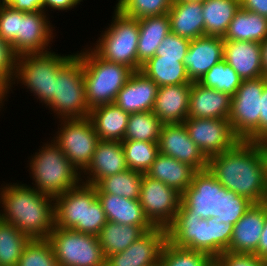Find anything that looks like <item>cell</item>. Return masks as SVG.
<instances>
[{
    "label": "cell",
    "mask_w": 267,
    "mask_h": 266,
    "mask_svg": "<svg viewBox=\"0 0 267 266\" xmlns=\"http://www.w3.org/2000/svg\"><path fill=\"white\" fill-rule=\"evenodd\" d=\"M80 2H83V0H43V12L46 13L48 9H52L51 11H69L77 7Z\"/></svg>",
    "instance_id": "obj_50"
},
{
    "label": "cell",
    "mask_w": 267,
    "mask_h": 266,
    "mask_svg": "<svg viewBox=\"0 0 267 266\" xmlns=\"http://www.w3.org/2000/svg\"><path fill=\"white\" fill-rule=\"evenodd\" d=\"M261 54L263 74L267 77V38L261 43Z\"/></svg>",
    "instance_id": "obj_54"
},
{
    "label": "cell",
    "mask_w": 267,
    "mask_h": 266,
    "mask_svg": "<svg viewBox=\"0 0 267 266\" xmlns=\"http://www.w3.org/2000/svg\"><path fill=\"white\" fill-rule=\"evenodd\" d=\"M52 51L18 56L9 92L17 81V84L26 86L25 89L33 93L34 98L47 106L54 98V80L58 77V71L75 55H61Z\"/></svg>",
    "instance_id": "obj_7"
},
{
    "label": "cell",
    "mask_w": 267,
    "mask_h": 266,
    "mask_svg": "<svg viewBox=\"0 0 267 266\" xmlns=\"http://www.w3.org/2000/svg\"><path fill=\"white\" fill-rule=\"evenodd\" d=\"M17 56L11 44L0 37V78L9 86L16 73Z\"/></svg>",
    "instance_id": "obj_46"
},
{
    "label": "cell",
    "mask_w": 267,
    "mask_h": 266,
    "mask_svg": "<svg viewBox=\"0 0 267 266\" xmlns=\"http://www.w3.org/2000/svg\"><path fill=\"white\" fill-rule=\"evenodd\" d=\"M116 8L135 19L159 16L169 12L174 0H117Z\"/></svg>",
    "instance_id": "obj_42"
},
{
    "label": "cell",
    "mask_w": 267,
    "mask_h": 266,
    "mask_svg": "<svg viewBox=\"0 0 267 266\" xmlns=\"http://www.w3.org/2000/svg\"><path fill=\"white\" fill-rule=\"evenodd\" d=\"M82 61L86 102L89 109L113 104L117 93L133 71L127 66L99 57L91 47L75 53Z\"/></svg>",
    "instance_id": "obj_6"
},
{
    "label": "cell",
    "mask_w": 267,
    "mask_h": 266,
    "mask_svg": "<svg viewBox=\"0 0 267 266\" xmlns=\"http://www.w3.org/2000/svg\"><path fill=\"white\" fill-rule=\"evenodd\" d=\"M190 41L188 38L170 32L162 40L155 55L159 56V58L178 59V62L183 63L190 46Z\"/></svg>",
    "instance_id": "obj_44"
},
{
    "label": "cell",
    "mask_w": 267,
    "mask_h": 266,
    "mask_svg": "<svg viewBox=\"0 0 267 266\" xmlns=\"http://www.w3.org/2000/svg\"><path fill=\"white\" fill-rule=\"evenodd\" d=\"M188 118L228 119L231 96L198 82H192Z\"/></svg>",
    "instance_id": "obj_22"
},
{
    "label": "cell",
    "mask_w": 267,
    "mask_h": 266,
    "mask_svg": "<svg viewBox=\"0 0 267 266\" xmlns=\"http://www.w3.org/2000/svg\"><path fill=\"white\" fill-rule=\"evenodd\" d=\"M202 2L173 1L168 15L171 33L190 40L204 36Z\"/></svg>",
    "instance_id": "obj_26"
},
{
    "label": "cell",
    "mask_w": 267,
    "mask_h": 266,
    "mask_svg": "<svg viewBox=\"0 0 267 266\" xmlns=\"http://www.w3.org/2000/svg\"><path fill=\"white\" fill-rule=\"evenodd\" d=\"M162 126L163 123L155 116L153 111L131 113L123 141L135 140L158 143Z\"/></svg>",
    "instance_id": "obj_37"
},
{
    "label": "cell",
    "mask_w": 267,
    "mask_h": 266,
    "mask_svg": "<svg viewBox=\"0 0 267 266\" xmlns=\"http://www.w3.org/2000/svg\"><path fill=\"white\" fill-rule=\"evenodd\" d=\"M208 169L222 186L253 204L267 202V160L261 143L240 140L210 157Z\"/></svg>",
    "instance_id": "obj_1"
},
{
    "label": "cell",
    "mask_w": 267,
    "mask_h": 266,
    "mask_svg": "<svg viewBox=\"0 0 267 266\" xmlns=\"http://www.w3.org/2000/svg\"><path fill=\"white\" fill-rule=\"evenodd\" d=\"M223 60L237 72L242 80L264 76L261 43L224 40Z\"/></svg>",
    "instance_id": "obj_21"
},
{
    "label": "cell",
    "mask_w": 267,
    "mask_h": 266,
    "mask_svg": "<svg viewBox=\"0 0 267 266\" xmlns=\"http://www.w3.org/2000/svg\"><path fill=\"white\" fill-rule=\"evenodd\" d=\"M192 83L158 88L153 112L163 124L183 123L188 118Z\"/></svg>",
    "instance_id": "obj_23"
},
{
    "label": "cell",
    "mask_w": 267,
    "mask_h": 266,
    "mask_svg": "<svg viewBox=\"0 0 267 266\" xmlns=\"http://www.w3.org/2000/svg\"><path fill=\"white\" fill-rule=\"evenodd\" d=\"M261 145L265 151V154H266V160H267V138L261 142Z\"/></svg>",
    "instance_id": "obj_55"
},
{
    "label": "cell",
    "mask_w": 267,
    "mask_h": 266,
    "mask_svg": "<svg viewBox=\"0 0 267 266\" xmlns=\"http://www.w3.org/2000/svg\"><path fill=\"white\" fill-rule=\"evenodd\" d=\"M0 205V220L11 223L30 239H48L55 227L54 198L31 185L1 184Z\"/></svg>",
    "instance_id": "obj_3"
},
{
    "label": "cell",
    "mask_w": 267,
    "mask_h": 266,
    "mask_svg": "<svg viewBox=\"0 0 267 266\" xmlns=\"http://www.w3.org/2000/svg\"><path fill=\"white\" fill-rule=\"evenodd\" d=\"M254 254L262 259L267 260V202H265L264 228L258 244V248Z\"/></svg>",
    "instance_id": "obj_52"
},
{
    "label": "cell",
    "mask_w": 267,
    "mask_h": 266,
    "mask_svg": "<svg viewBox=\"0 0 267 266\" xmlns=\"http://www.w3.org/2000/svg\"><path fill=\"white\" fill-rule=\"evenodd\" d=\"M139 203L154 227L167 228L179 210L181 194L163 182L143 174Z\"/></svg>",
    "instance_id": "obj_13"
},
{
    "label": "cell",
    "mask_w": 267,
    "mask_h": 266,
    "mask_svg": "<svg viewBox=\"0 0 267 266\" xmlns=\"http://www.w3.org/2000/svg\"><path fill=\"white\" fill-rule=\"evenodd\" d=\"M58 266H105L97 236L54 227L48 236Z\"/></svg>",
    "instance_id": "obj_10"
},
{
    "label": "cell",
    "mask_w": 267,
    "mask_h": 266,
    "mask_svg": "<svg viewBox=\"0 0 267 266\" xmlns=\"http://www.w3.org/2000/svg\"><path fill=\"white\" fill-rule=\"evenodd\" d=\"M46 108L58 119L89 117L82 61L76 54L58 71L54 98Z\"/></svg>",
    "instance_id": "obj_9"
},
{
    "label": "cell",
    "mask_w": 267,
    "mask_h": 266,
    "mask_svg": "<svg viewBox=\"0 0 267 266\" xmlns=\"http://www.w3.org/2000/svg\"><path fill=\"white\" fill-rule=\"evenodd\" d=\"M166 231L167 241L174 246L203 252L215 260L227 251L233 225L216 223L213 218L201 219L196 215H175Z\"/></svg>",
    "instance_id": "obj_4"
},
{
    "label": "cell",
    "mask_w": 267,
    "mask_h": 266,
    "mask_svg": "<svg viewBox=\"0 0 267 266\" xmlns=\"http://www.w3.org/2000/svg\"><path fill=\"white\" fill-rule=\"evenodd\" d=\"M159 86L141 71L131 74L114 104L129 114L152 111Z\"/></svg>",
    "instance_id": "obj_20"
},
{
    "label": "cell",
    "mask_w": 267,
    "mask_h": 266,
    "mask_svg": "<svg viewBox=\"0 0 267 266\" xmlns=\"http://www.w3.org/2000/svg\"><path fill=\"white\" fill-rule=\"evenodd\" d=\"M267 84V77L242 80L231 97V111L228 118L234 133L248 141L260 129L261 96Z\"/></svg>",
    "instance_id": "obj_12"
},
{
    "label": "cell",
    "mask_w": 267,
    "mask_h": 266,
    "mask_svg": "<svg viewBox=\"0 0 267 266\" xmlns=\"http://www.w3.org/2000/svg\"><path fill=\"white\" fill-rule=\"evenodd\" d=\"M158 148L160 154L187 163L196 171L208 168V159L191 140L184 123L163 124Z\"/></svg>",
    "instance_id": "obj_17"
},
{
    "label": "cell",
    "mask_w": 267,
    "mask_h": 266,
    "mask_svg": "<svg viewBox=\"0 0 267 266\" xmlns=\"http://www.w3.org/2000/svg\"><path fill=\"white\" fill-rule=\"evenodd\" d=\"M264 214L265 202L253 204L233 225L232 238L227 251L254 254L264 228Z\"/></svg>",
    "instance_id": "obj_24"
},
{
    "label": "cell",
    "mask_w": 267,
    "mask_h": 266,
    "mask_svg": "<svg viewBox=\"0 0 267 266\" xmlns=\"http://www.w3.org/2000/svg\"><path fill=\"white\" fill-rule=\"evenodd\" d=\"M167 241L166 228L146 231L125 251L106 257L105 266H159L160 255Z\"/></svg>",
    "instance_id": "obj_16"
},
{
    "label": "cell",
    "mask_w": 267,
    "mask_h": 266,
    "mask_svg": "<svg viewBox=\"0 0 267 266\" xmlns=\"http://www.w3.org/2000/svg\"><path fill=\"white\" fill-rule=\"evenodd\" d=\"M215 260L221 266H267V260L252 253L225 251Z\"/></svg>",
    "instance_id": "obj_47"
},
{
    "label": "cell",
    "mask_w": 267,
    "mask_h": 266,
    "mask_svg": "<svg viewBox=\"0 0 267 266\" xmlns=\"http://www.w3.org/2000/svg\"><path fill=\"white\" fill-rule=\"evenodd\" d=\"M128 169L146 174L159 154L158 143L146 141H122Z\"/></svg>",
    "instance_id": "obj_38"
},
{
    "label": "cell",
    "mask_w": 267,
    "mask_h": 266,
    "mask_svg": "<svg viewBox=\"0 0 267 266\" xmlns=\"http://www.w3.org/2000/svg\"><path fill=\"white\" fill-rule=\"evenodd\" d=\"M195 172L187 163L159 153L146 175L182 194L191 185Z\"/></svg>",
    "instance_id": "obj_30"
},
{
    "label": "cell",
    "mask_w": 267,
    "mask_h": 266,
    "mask_svg": "<svg viewBox=\"0 0 267 266\" xmlns=\"http://www.w3.org/2000/svg\"><path fill=\"white\" fill-rule=\"evenodd\" d=\"M240 6L246 11L267 17V0H240Z\"/></svg>",
    "instance_id": "obj_51"
},
{
    "label": "cell",
    "mask_w": 267,
    "mask_h": 266,
    "mask_svg": "<svg viewBox=\"0 0 267 266\" xmlns=\"http://www.w3.org/2000/svg\"><path fill=\"white\" fill-rule=\"evenodd\" d=\"M49 14L40 11L25 12L20 10L18 40L11 46L18 57L25 54L48 52L53 42V28ZM49 46V48H48Z\"/></svg>",
    "instance_id": "obj_15"
},
{
    "label": "cell",
    "mask_w": 267,
    "mask_h": 266,
    "mask_svg": "<svg viewBox=\"0 0 267 266\" xmlns=\"http://www.w3.org/2000/svg\"><path fill=\"white\" fill-rule=\"evenodd\" d=\"M204 36L224 37L240 9V0H205L202 2Z\"/></svg>",
    "instance_id": "obj_32"
},
{
    "label": "cell",
    "mask_w": 267,
    "mask_h": 266,
    "mask_svg": "<svg viewBox=\"0 0 267 266\" xmlns=\"http://www.w3.org/2000/svg\"><path fill=\"white\" fill-rule=\"evenodd\" d=\"M145 232L141 226L107 221L97 237L106 258L112 254L125 251Z\"/></svg>",
    "instance_id": "obj_34"
},
{
    "label": "cell",
    "mask_w": 267,
    "mask_h": 266,
    "mask_svg": "<svg viewBox=\"0 0 267 266\" xmlns=\"http://www.w3.org/2000/svg\"><path fill=\"white\" fill-rule=\"evenodd\" d=\"M53 141L81 174L91 162L100 141L89 117L59 119Z\"/></svg>",
    "instance_id": "obj_11"
},
{
    "label": "cell",
    "mask_w": 267,
    "mask_h": 266,
    "mask_svg": "<svg viewBox=\"0 0 267 266\" xmlns=\"http://www.w3.org/2000/svg\"><path fill=\"white\" fill-rule=\"evenodd\" d=\"M31 239L11 223L0 220V266H18Z\"/></svg>",
    "instance_id": "obj_36"
},
{
    "label": "cell",
    "mask_w": 267,
    "mask_h": 266,
    "mask_svg": "<svg viewBox=\"0 0 267 266\" xmlns=\"http://www.w3.org/2000/svg\"><path fill=\"white\" fill-rule=\"evenodd\" d=\"M267 38V17L240 7L232 19L223 40L254 41L262 43Z\"/></svg>",
    "instance_id": "obj_31"
},
{
    "label": "cell",
    "mask_w": 267,
    "mask_h": 266,
    "mask_svg": "<svg viewBox=\"0 0 267 266\" xmlns=\"http://www.w3.org/2000/svg\"><path fill=\"white\" fill-rule=\"evenodd\" d=\"M213 261L214 259L203 252L176 247L166 241L159 266H209Z\"/></svg>",
    "instance_id": "obj_40"
},
{
    "label": "cell",
    "mask_w": 267,
    "mask_h": 266,
    "mask_svg": "<svg viewBox=\"0 0 267 266\" xmlns=\"http://www.w3.org/2000/svg\"><path fill=\"white\" fill-rule=\"evenodd\" d=\"M85 183L54 198L55 227L83 233Z\"/></svg>",
    "instance_id": "obj_27"
},
{
    "label": "cell",
    "mask_w": 267,
    "mask_h": 266,
    "mask_svg": "<svg viewBox=\"0 0 267 266\" xmlns=\"http://www.w3.org/2000/svg\"><path fill=\"white\" fill-rule=\"evenodd\" d=\"M174 1L203 2L205 0H174Z\"/></svg>",
    "instance_id": "obj_56"
},
{
    "label": "cell",
    "mask_w": 267,
    "mask_h": 266,
    "mask_svg": "<svg viewBox=\"0 0 267 266\" xmlns=\"http://www.w3.org/2000/svg\"><path fill=\"white\" fill-rule=\"evenodd\" d=\"M8 94L9 86L0 78V108L4 106L5 101H8Z\"/></svg>",
    "instance_id": "obj_53"
},
{
    "label": "cell",
    "mask_w": 267,
    "mask_h": 266,
    "mask_svg": "<svg viewBox=\"0 0 267 266\" xmlns=\"http://www.w3.org/2000/svg\"><path fill=\"white\" fill-rule=\"evenodd\" d=\"M106 223V215L97 198L95 186L85 183L83 233L97 236Z\"/></svg>",
    "instance_id": "obj_41"
},
{
    "label": "cell",
    "mask_w": 267,
    "mask_h": 266,
    "mask_svg": "<svg viewBox=\"0 0 267 266\" xmlns=\"http://www.w3.org/2000/svg\"><path fill=\"white\" fill-rule=\"evenodd\" d=\"M139 39L137 47L138 71L142 64L155 56L162 40L171 32L168 13L138 19Z\"/></svg>",
    "instance_id": "obj_28"
},
{
    "label": "cell",
    "mask_w": 267,
    "mask_h": 266,
    "mask_svg": "<svg viewBox=\"0 0 267 266\" xmlns=\"http://www.w3.org/2000/svg\"><path fill=\"white\" fill-rule=\"evenodd\" d=\"M209 266H221L216 260H214Z\"/></svg>",
    "instance_id": "obj_57"
},
{
    "label": "cell",
    "mask_w": 267,
    "mask_h": 266,
    "mask_svg": "<svg viewBox=\"0 0 267 266\" xmlns=\"http://www.w3.org/2000/svg\"><path fill=\"white\" fill-rule=\"evenodd\" d=\"M127 169L122 142L100 140L91 162L81 173V181L95 186L102 178L115 175Z\"/></svg>",
    "instance_id": "obj_19"
},
{
    "label": "cell",
    "mask_w": 267,
    "mask_h": 266,
    "mask_svg": "<svg viewBox=\"0 0 267 266\" xmlns=\"http://www.w3.org/2000/svg\"><path fill=\"white\" fill-rule=\"evenodd\" d=\"M18 266H58L48 239H31L23 250Z\"/></svg>",
    "instance_id": "obj_43"
},
{
    "label": "cell",
    "mask_w": 267,
    "mask_h": 266,
    "mask_svg": "<svg viewBox=\"0 0 267 266\" xmlns=\"http://www.w3.org/2000/svg\"><path fill=\"white\" fill-rule=\"evenodd\" d=\"M241 82L242 79L237 72L224 60L215 64L198 81V83L204 87L222 91L229 94L231 97L236 93Z\"/></svg>",
    "instance_id": "obj_39"
},
{
    "label": "cell",
    "mask_w": 267,
    "mask_h": 266,
    "mask_svg": "<svg viewBox=\"0 0 267 266\" xmlns=\"http://www.w3.org/2000/svg\"><path fill=\"white\" fill-rule=\"evenodd\" d=\"M224 40L218 36H202L190 41L183 60L191 82H198L215 64L223 60Z\"/></svg>",
    "instance_id": "obj_18"
},
{
    "label": "cell",
    "mask_w": 267,
    "mask_h": 266,
    "mask_svg": "<svg viewBox=\"0 0 267 266\" xmlns=\"http://www.w3.org/2000/svg\"><path fill=\"white\" fill-rule=\"evenodd\" d=\"M38 151L28 161L34 181L31 187L55 198L82 182L81 174L53 139L43 143Z\"/></svg>",
    "instance_id": "obj_5"
},
{
    "label": "cell",
    "mask_w": 267,
    "mask_h": 266,
    "mask_svg": "<svg viewBox=\"0 0 267 266\" xmlns=\"http://www.w3.org/2000/svg\"><path fill=\"white\" fill-rule=\"evenodd\" d=\"M143 173L127 169L102 178L96 185V193H109L127 199L139 200Z\"/></svg>",
    "instance_id": "obj_35"
},
{
    "label": "cell",
    "mask_w": 267,
    "mask_h": 266,
    "mask_svg": "<svg viewBox=\"0 0 267 266\" xmlns=\"http://www.w3.org/2000/svg\"><path fill=\"white\" fill-rule=\"evenodd\" d=\"M267 138V84L261 96L260 129L248 140L249 142L261 143Z\"/></svg>",
    "instance_id": "obj_48"
},
{
    "label": "cell",
    "mask_w": 267,
    "mask_h": 266,
    "mask_svg": "<svg viewBox=\"0 0 267 266\" xmlns=\"http://www.w3.org/2000/svg\"><path fill=\"white\" fill-rule=\"evenodd\" d=\"M1 3L25 12L43 11V0H1Z\"/></svg>",
    "instance_id": "obj_49"
},
{
    "label": "cell",
    "mask_w": 267,
    "mask_h": 266,
    "mask_svg": "<svg viewBox=\"0 0 267 266\" xmlns=\"http://www.w3.org/2000/svg\"><path fill=\"white\" fill-rule=\"evenodd\" d=\"M20 10L10 5L0 7V37L11 44L18 40Z\"/></svg>",
    "instance_id": "obj_45"
},
{
    "label": "cell",
    "mask_w": 267,
    "mask_h": 266,
    "mask_svg": "<svg viewBox=\"0 0 267 266\" xmlns=\"http://www.w3.org/2000/svg\"><path fill=\"white\" fill-rule=\"evenodd\" d=\"M183 123L207 159L232 149L241 140L228 119L187 118Z\"/></svg>",
    "instance_id": "obj_14"
},
{
    "label": "cell",
    "mask_w": 267,
    "mask_h": 266,
    "mask_svg": "<svg viewBox=\"0 0 267 266\" xmlns=\"http://www.w3.org/2000/svg\"><path fill=\"white\" fill-rule=\"evenodd\" d=\"M107 221L141 226L145 231H149L154 226L150 223L143 212V208L136 199H127L109 193H96Z\"/></svg>",
    "instance_id": "obj_25"
},
{
    "label": "cell",
    "mask_w": 267,
    "mask_h": 266,
    "mask_svg": "<svg viewBox=\"0 0 267 266\" xmlns=\"http://www.w3.org/2000/svg\"><path fill=\"white\" fill-rule=\"evenodd\" d=\"M111 21L91 49L104 60L138 71V19L124 15L115 7Z\"/></svg>",
    "instance_id": "obj_8"
},
{
    "label": "cell",
    "mask_w": 267,
    "mask_h": 266,
    "mask_svg": "<svg viewBox=\"0 0 267 266\" xmlns=\"http://www.w3.org/2000/svg\"><path fill=\"white\" fill-rule=\"evenodd\" d=\"M129 115L113 103L91 109L89 118L101 141L122 142Z\"/></svg>",
    "instance_id": "obj_29"
},
{
    "label": "cell",
    "mask_w": 267,
    "mask_h": 266,
    "mask_svg": "<svg viewBox=\"0 0 267 266\" xmlns=\"http://www.w3.org/2000/svg\"><path fill=\"white\" fill-rule=\"evenodd\" d=\"M252 205L247 198L222 186L207 168L194 173L191 185L181 194L176 215H196L235 225Z\"/></svg>",
    "instance_id": "obj_2"
},
{
    "label": "cell",
    "mask_w": 267,
    "mask_h": 266,
    "mask_svg": "<svg viewBox=\"0 0 267 266\" xmlns=\"http://www.w3.org/2000/svg\"><path fill=\"white\" fill-rule=\"evenodd\" d=\"M140 71L152 79L159 87L192 83L186 69L178 59L153 56L142 64Z\"/></svg>",
    "instance_id": "obj_33"
}]
</instances>
